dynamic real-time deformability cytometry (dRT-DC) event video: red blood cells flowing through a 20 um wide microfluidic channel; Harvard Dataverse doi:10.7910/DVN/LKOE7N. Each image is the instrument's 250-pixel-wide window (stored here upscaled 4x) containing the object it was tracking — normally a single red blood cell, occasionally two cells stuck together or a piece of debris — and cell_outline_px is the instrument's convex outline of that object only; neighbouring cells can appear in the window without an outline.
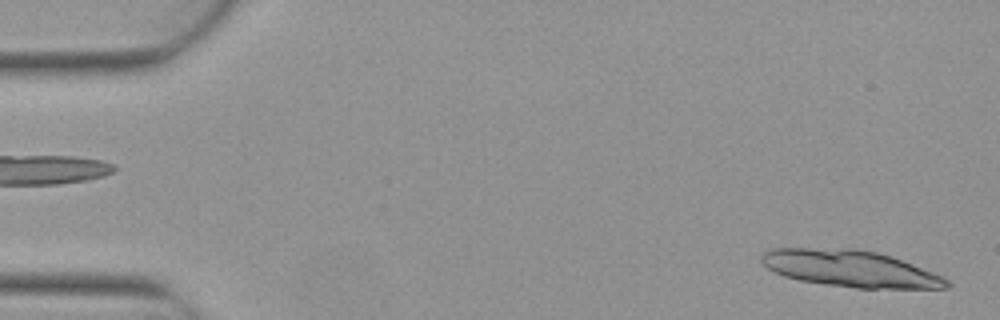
{"species": "Egyptian fruit bat (a non-hibernating species)", "species_latin": "Rousettus aegyptiacus", "temperature_condition": "warm", "stored_images_in_passage": 5, "segment_of_instrument_passage": [2, 2], "camera_frame_rate_fps": 3000, "um_per_image_px": 0.085, "animal": {"sex": "female"}, "frame": {"image": 1, "passage_image": 5, "time_ms": 1.333, "image_size_px": [1000, 320], "cell_outline_px": [[952, 284], [948, 288], [856, 288], [800, 280], [784, 276], [768, 268], [760, 260], [760, 256], [768, 248], [856, 248], [876, 252], [912, 264], [932, 272], [948, 280]], "centroid_in_image_um": [72.24, 22.82], "position_along_channel_um": 12.8, "area_um2": 39.19}}